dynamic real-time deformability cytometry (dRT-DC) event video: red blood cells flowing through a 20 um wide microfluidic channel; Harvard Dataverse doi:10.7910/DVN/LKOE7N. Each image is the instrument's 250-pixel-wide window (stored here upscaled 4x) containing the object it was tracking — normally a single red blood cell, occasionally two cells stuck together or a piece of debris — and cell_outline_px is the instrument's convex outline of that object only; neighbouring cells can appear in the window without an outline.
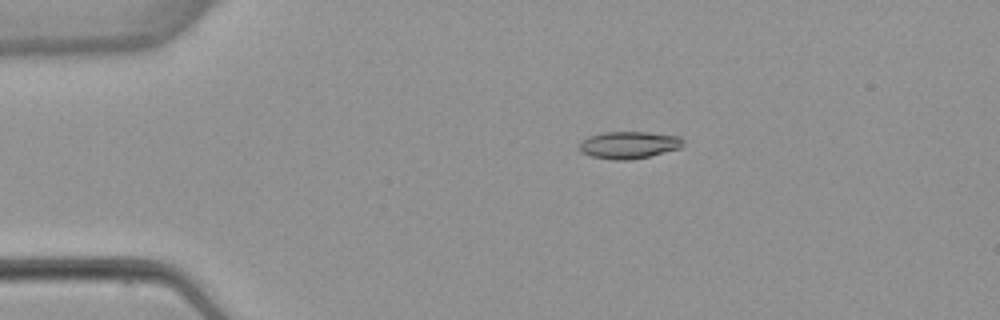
{"species": "common noctule bat (a hibernating species)", "species_latin": "Nyctalus noctula", "temperature_condition": "warm", "stored_images_in_passage": 5, "camera_frame_rate_fps": 3000, "um_per_image_px": 0.085, "animal": {"sex": "female", "body_mass_g": 22.7, "forearm_length_mm": 54.2}, "frame": {"image": 1, "passage_image": 4, "time_ms": 3.333, "image_size_px": [1000, 320], "cell_outline_px": [[684, 144], [680, 148], [648, 156], [628, 160], [616, 160], [592, 156], [584, 152], [580, 148], [580, 144], [588, 136], [604, 132], [648, 132], [680, 136], [684, 140]], "centroid_in_image_um": [53.51, 12.31], "position_along_channel_um": 31.5, "area_um2": 16.18}}
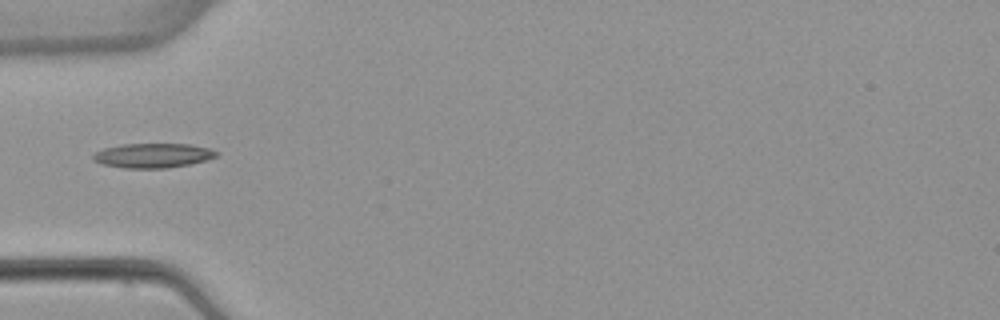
{"frame": {"image": 2, "passage_image": 5, "time_ms": 5.667, "image_size_px": [1000, 320], "cell_outline_px": [[220, 152], [216, 156], [204, 160], [188, 164], [168, 168], [124, 168], [100, 164], [92, 160], [92, 156], [96, 152], [104, 148], [124, 144], [188, 144], [212, 148]], "centroid_in_image_um": [12.98, 13.22], "position_along_channel_um": 72.0, "area_um2": 17.63}}